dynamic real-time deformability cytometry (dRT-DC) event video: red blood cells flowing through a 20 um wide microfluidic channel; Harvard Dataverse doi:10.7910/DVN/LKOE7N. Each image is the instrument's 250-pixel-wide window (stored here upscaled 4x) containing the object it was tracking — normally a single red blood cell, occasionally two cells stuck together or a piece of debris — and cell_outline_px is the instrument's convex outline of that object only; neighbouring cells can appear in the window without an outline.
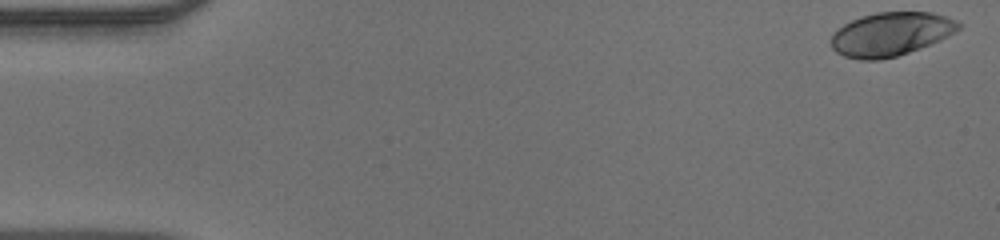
{"species": "human", "species_latin": "Homo sapiens", "temperature_condition": "warm", "stored_images_in_passage": 49, "camera_frame_rate_fps": 3000, "um_per_image_px": 0.085, "donor": {"sex": "male"}, "frame": {"image": 1, "passage_image": 1, "time_ms": 0.0, "image_size_px": [1000, 240], "cell_outline_px": [[964, 24], [956, 32], [940, 40], [920, 48], [896, 56], [880, 60], [860, 60], [844, 56], [836, 52], [832, 48], [832, 32], [844, 24], [860, 16], [876, 12], [932, 12], [948, 16]], "centroid_in_image_um": [75.74, 2.89], "position_along_channel_um": 9.3, "area_um2": 32.66}}
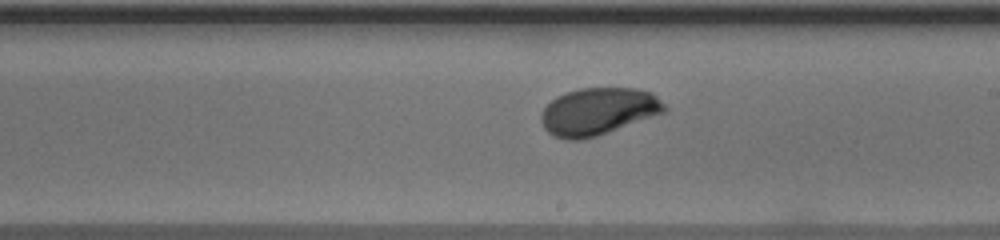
{"frame": {"image": 2, "passage_image": 28, "time_ms": 9.0, "image_size_px": [1000, 240], "cell_outline_px": [[668, 108], [664, 112], [596, 136], [580, 140], [568, 140], [552, 136], [544, 128], [540, 120], [540, 116], [544, 108], [556, 96], [564, 92], [580, 88], [636, 88], [652, 92]], "centroid_in_image_um": [50.81, 9.46], "position_along_channel_um": 238.2, "area_um2": 33.87}}
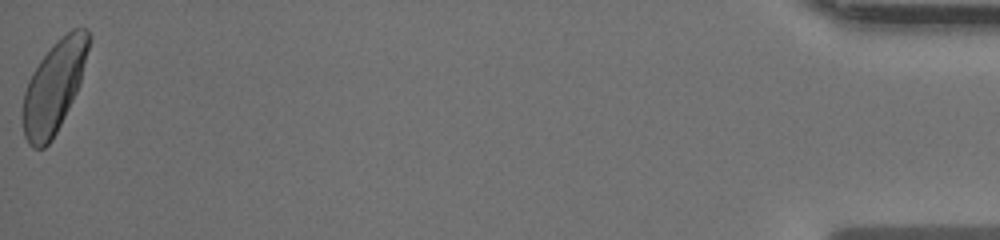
{"frame": {"image": 3, "passage_image": 49, "time_ms": 16.0, "image_size_px": [1000, 240], "cell_outline_px": [[92, 36], [80, 84], [52, 140], [44, 148], [32, 148], [28, 144], [24, 136], [20, 116], [20, 112], [24, 92], [28, 80], [32, 72], [40, 60], [72, 28], [88, 28]], "centroid_in_image_um": [4.56, 7.42], "position_along_channel_um": 430.6, "area_um2": 35.14}}